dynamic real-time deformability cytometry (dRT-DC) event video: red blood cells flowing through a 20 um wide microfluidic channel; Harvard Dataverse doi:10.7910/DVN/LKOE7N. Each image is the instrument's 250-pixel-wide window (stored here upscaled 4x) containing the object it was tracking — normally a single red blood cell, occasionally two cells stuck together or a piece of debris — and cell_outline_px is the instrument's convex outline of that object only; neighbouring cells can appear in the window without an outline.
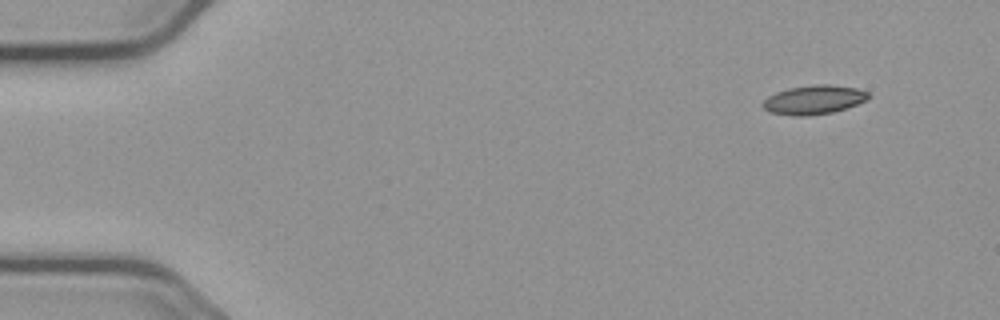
{"species": "common noctule bat (a hibernating species)", "species_latin": "Nyctalus noctula", "temperature_condition": "cold", "stored_images_in_passage": 52, "camera_frame_rate_fps": 3000, "um_per_image_px": 0.085, "animal": {"sex": "male", "body_mass_g": 23.1, "forearm_length_mm": 52.7}, "frame": {"image": 1, "passage_image": 1, "time_ms": 0.0, "image_size_px": [1000, 320], "cell_outline_px": [[868, 100], [832, 112], [808, 116], [792, 116], [768, 112], [760, 104], [768, 96], [776, 92], [788, 88], [816, 84], [832, 84], [856, 88], [868, 92]], "centroid_in_image_um": [69.13, 8.48], "position_along_channel_um": 15.9, "area_um2": 17.92}}
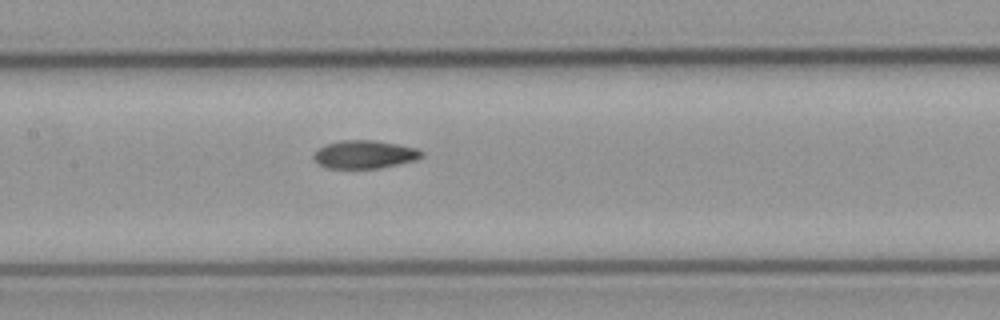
{"frame": {"image": 2, "passage_image": 23, "time_ms": 7.333, "image_size_px": [1000, 320], "cell_outline_px": [[424, 156], [416, 160], [380, 168], [328, 168], [320, 164], [312, 156], [320, 148], [328, 144], [340, 140], [372, 140], [396, 144], [416, 148], [424, 152]], "centroid_in_image_um": [31.03, 13.13], "position_along_channel_um": 176.4, "area_um2": 17.46}}
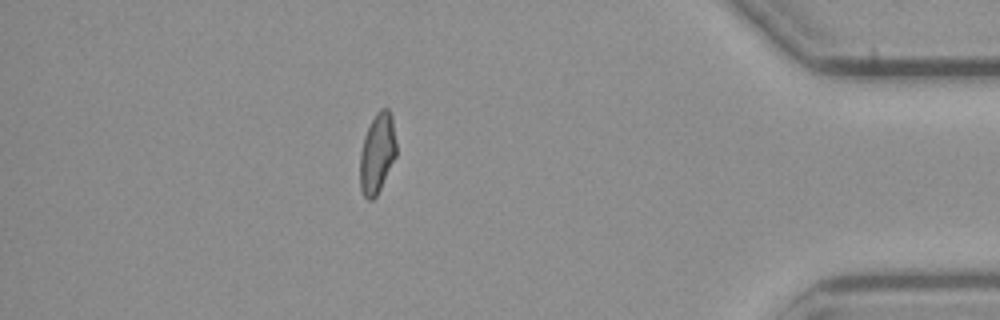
{"frame": {"image": 3, "passage_image": 45, "time_ms": 14.667, "image_size_px": [1000, 320], "cell_outline_px": [[396, 156], [376, 196], [372, 200], [368, 200], [364, 196], [360, 188], [360, 152], [364, 136], [376, 112], [380, 108], [388, 108], [392, 116], [396, 144]], "centroid_in_image_um": [32.06, 13.02], "position_along_channel_um": 403.1, "area_um2": 16.88}, "authors_computed_cell_mechanics": {"area_um2": 17.5134, "velocity_mm_per_s": 3.7007, "shape_relaxation_time_tau1_ms": null, "shape_relaxation_time_tau2_ms": 3.2739, "deformation_change_tau1": null, "deformation_change_tau2": 0.0845}}